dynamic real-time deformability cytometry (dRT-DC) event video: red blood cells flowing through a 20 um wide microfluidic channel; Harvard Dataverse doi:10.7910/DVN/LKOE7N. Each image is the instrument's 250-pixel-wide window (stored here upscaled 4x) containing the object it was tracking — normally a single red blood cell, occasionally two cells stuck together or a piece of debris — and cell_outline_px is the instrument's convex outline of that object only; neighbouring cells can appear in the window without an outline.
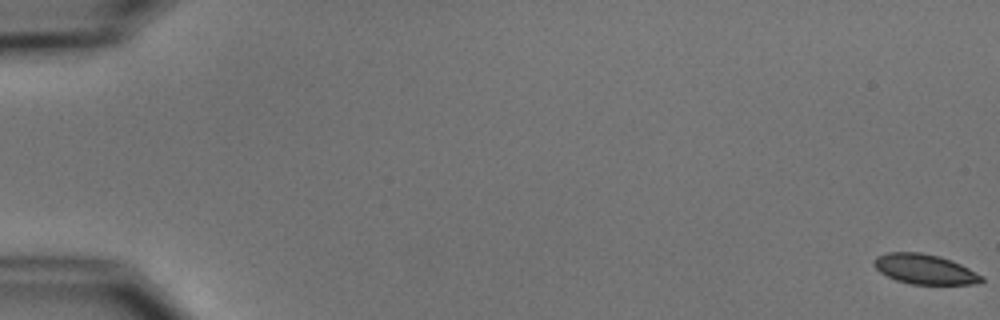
{"species": "common noctule bat (a hibernating species)", "species_latin": "Nyctalus noctula", "temperature_condition": "cold", "stored_images_in_passage": 5, "camera_frame_rate_fps": 3000, "um_per_image_px": 0.085, "animal": {"sex": "male", "body_mass_g": 15.6}, "frame": {"image": 1, "passage_image": 1, "time_ms": 0.0, "image_size_px": [1000, 320], "cell_outline_px": [[984, 280], [980, 284], [912, 284], [896, 280], [880, 272], [872, 264], [872, 260], [876, 256], [888, 252], [920, 252], [940, 256], [960, 264], [984, 276]], "centroid_in_image_um": [78.6, 22.87], "position_along_channel_um": 6.4, "area_um2": 18.84}}
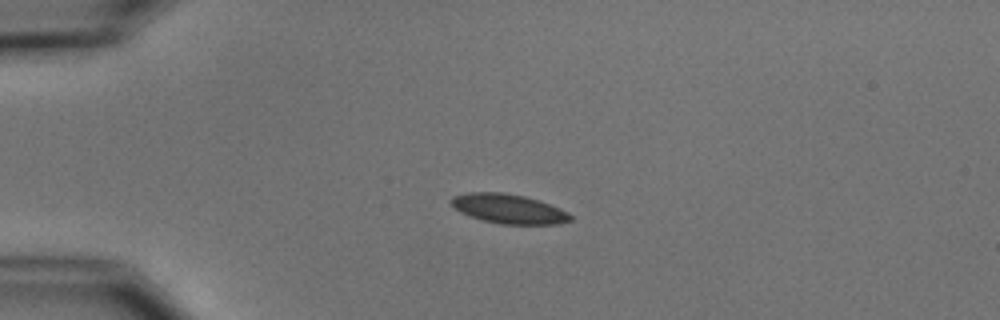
{"frame": {"image": 2, "passage_image": 4, "time_ms": 4.667, "image_size_px": [1000, 320], "cell_outline_px": [[572, 220], [560, 224], [504, 224], [484, 220], [460, 212], [448, 200], [452, 196], [468, 192], [504, 192], [524, 196], [560, 208], [568, 212], [572, 216]], "centroid_in_image_um": [43.24, 17.74], "position_along_channel_um": 41.8, "area_um2": 20.29}}